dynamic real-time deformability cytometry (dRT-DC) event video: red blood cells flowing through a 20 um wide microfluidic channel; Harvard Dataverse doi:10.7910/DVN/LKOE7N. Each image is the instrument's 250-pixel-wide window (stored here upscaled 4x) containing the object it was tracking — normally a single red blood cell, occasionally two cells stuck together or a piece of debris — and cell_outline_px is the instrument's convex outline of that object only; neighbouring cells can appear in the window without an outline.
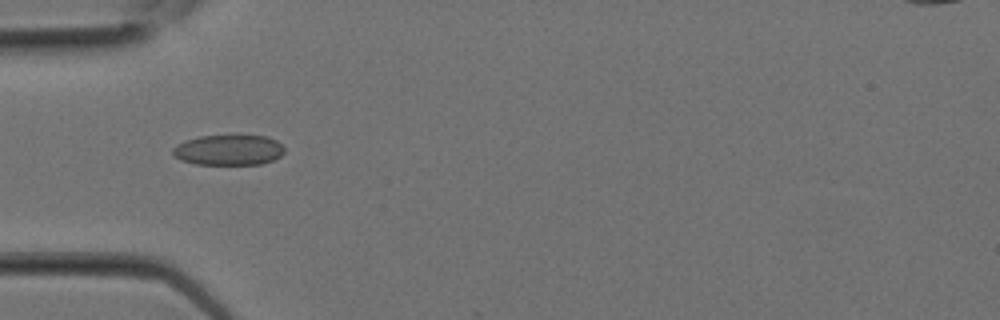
{"species": "Egyptian fruit bat (a non-hibernating species)", "species_latin": "Rousettus aegyptiacus", "temperature_condition": "room temperature", "stored_images_in_passage": 17, "camera_frame_rate_fps": 3000, "um_per_image_px": 0.085, "animal": {"sex": "female"}, "frame": {"image": 1, "passage_image": 2, "time_ms": 0.333, "image_size_px": [1000, 320], "cell_outline_px": [[284, 152], [280, 156], [272, 160], [260, 164], [196, 164], [180, 160], [172, 152], [172, 148], [176, 144], [200, 136], [236, 132], [268, 136], [276, 140], [284, 148]], "centroid_in_image_um": [19.45, 12.69], "position_along_channel_um": 65.5, "area_um2": 20.58}}
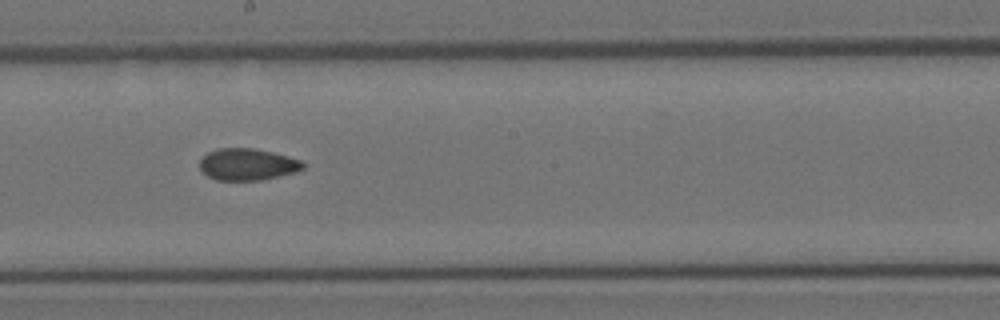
{"frame": {"image": 2, "passage_image": 8, "time_ms": 2.333, "image_size_px": [1000, 320], "cell_outline_px": [[304, 168], [296, 172], [260, 180], [216, 180], [208, 176], [200, 168], [200, 160], [208, 152], [216, 148], [252, 148], [272, 152], [288, 156], [300, 160], [304, 164]], "centroid_in_image_um": [21.03, 13.97], "position_along_channel_um": 227.2, "area_um2": 19.02}}
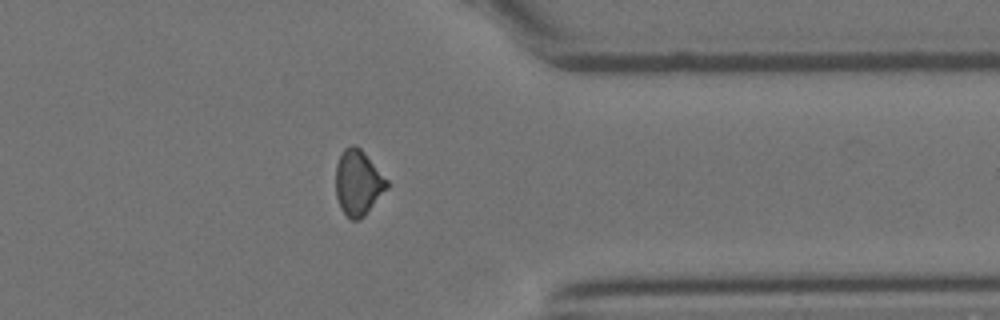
{"frame": {"image": 3, "passage_image": 14, "time_ms": 4.333, "image_size_px": [1000, 320], "cell_outline_px": [[388, 188], [364, 216], [360, 220], [352, 220], [340, 208], [336, 196], [336, 164], [344, 148], [352, 144], [356, 144], [364, 152], [388, 180]], "centroid_in_image_um": [30.43, 15.52], "position_along_channel_um": 381.0, "area_um2": 19.48}}